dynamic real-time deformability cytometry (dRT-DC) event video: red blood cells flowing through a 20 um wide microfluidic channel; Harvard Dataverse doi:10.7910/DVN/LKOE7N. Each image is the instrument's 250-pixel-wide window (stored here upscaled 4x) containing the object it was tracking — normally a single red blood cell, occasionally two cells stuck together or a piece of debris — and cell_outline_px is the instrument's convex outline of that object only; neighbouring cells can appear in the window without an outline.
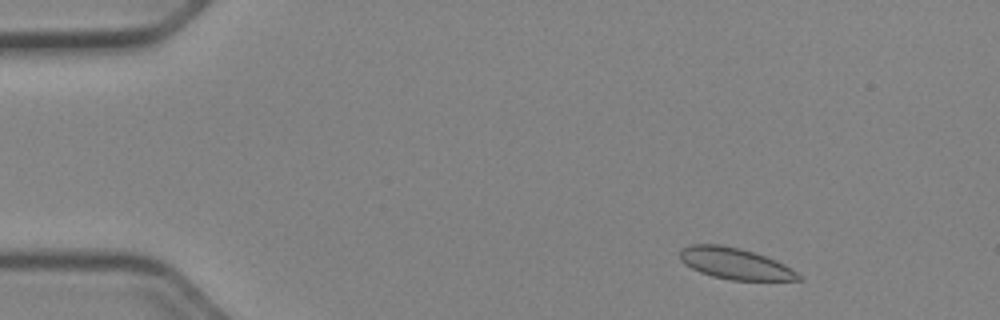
{"species": "Egyptian fruit bat (a non-hibernating species)", "species_latin": "Rousettus aegyptiacus", "temperature_condition": "cold", "stored_images_in_passage": 49, "camera_frame_rate_fps": 3000, "um_per_image_px": 0.085, "animal": {"sex": "female"}, "frame": {"image": 1, "passage_image": 4, "time_ms": 1.0, "image_size_px": [1000, 320], "cell_outline_px": [[804, 280], [732, 280], [712, 276], [700, 272], [684, 264], [680, 260], [680, 248], [692, 244], [720, 244], [740, 248], [776, 260], [784, 264], [796, 272]], "centroid_in_image_um": [62.44, 22.39], "position_along_channel_um": 22.6, "area_um2": 21.5}}
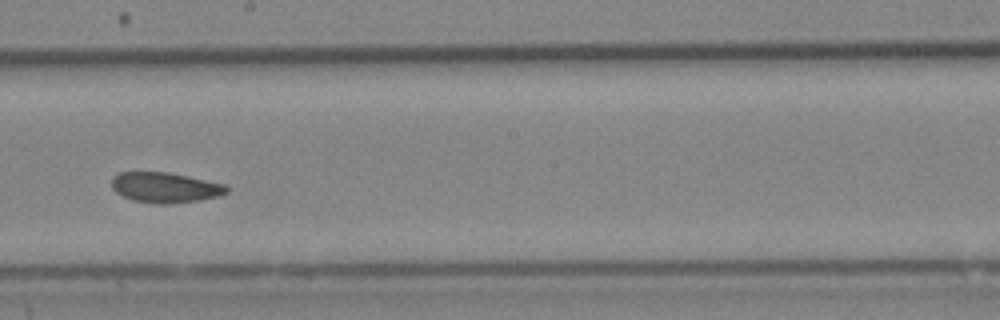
{"frame": {"image": 2, "passage_image": 27, "time_ms": 8.667, "image_size_px": [1000, 320], "cell_outline_px": [[228, 192], [220, 196], [200, 200], [168, 204], [160, 204], [132, 200], [116, 192], [112, 188], [112, 176], [120, 172], [168, 172], [188, 176], [224, 184], [228, 188]], "centroid_in_image_um": [14.04, 15.93], "position_along_channel_um": 234.2, "area_um2": 20.29}}
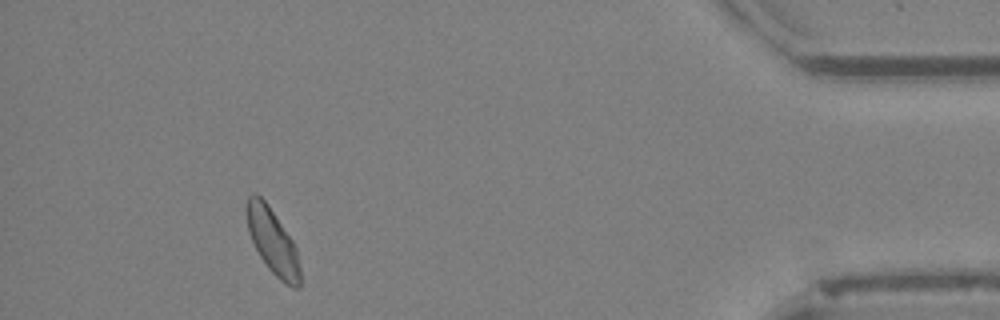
{"frame": {"image": 3, "passage_image": 45, "time_ms": 14.667, "image_size_px": [1000, 320], "cell_outline_px": [[300, 288], [292, 288], [280, 280], [268, 268], [260, 256], [248, 232], [244, 208], [248, 196], [252, 192], [256, 192], [268, 204], [292, 240], [296, 248], [300, 268]], "centroid_in_image_um": [23.14, 20.48], "position_along_channel_um": 412.1, "area_um2": 20.52}, "authors_computed_cell_mechanics": {"area_um2": 20.7502, "velocity_mm_per_s": 3.9213, "shape_relaxation_time_tau1_ms": null, "shape_relaxation_time_tau2_ms": 3.6162, "deformation_change_tau1": null, "deformation_change_tau2": 0.0532}}